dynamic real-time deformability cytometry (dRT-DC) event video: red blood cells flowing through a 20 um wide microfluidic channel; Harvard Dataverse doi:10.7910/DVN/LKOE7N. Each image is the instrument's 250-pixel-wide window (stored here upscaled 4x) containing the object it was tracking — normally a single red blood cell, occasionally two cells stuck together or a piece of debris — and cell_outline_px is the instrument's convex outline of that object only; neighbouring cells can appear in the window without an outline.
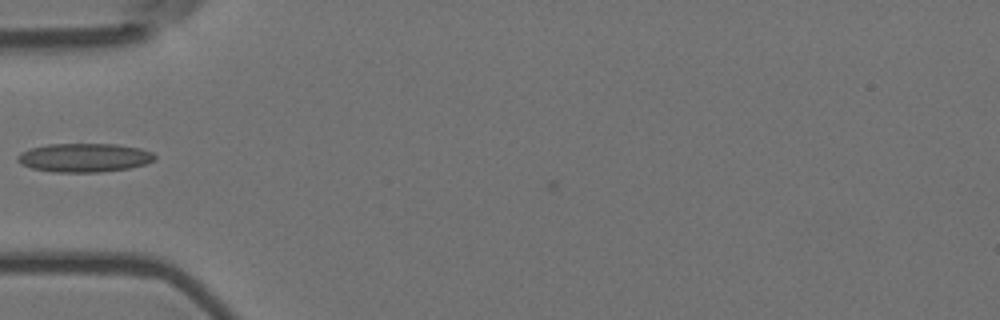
{"species": "Egyptian fruit bat (a non-hibernating species)", "species_latin": "Rousettus aegyptiacus", "temperature_condition": "room temperature", "stored_images_in_passage": 3, "camera_frame_rate_fps": 3000, "um_per_image_px": 0.085, "animal": {"sex": "female"}, "frame": {"image": 1, "passage_image": 2, "time_ms": 0.333, "image_size_px": [1000, 320], "cell_outline_px": [[156, 160], [144, 164], [128, 168], [100, 172], [52, 172], [32, 168], [20, 164], [16, 160], [16, 156], [20, 152], [32, 148], [48, 144], [116, 144], [140, 148], [152, 152], [156, 156]], "centroid_in_image_um": [7.15, 13.4], "position_along_channel_um": 77.9, "area_um2": 23.06}}